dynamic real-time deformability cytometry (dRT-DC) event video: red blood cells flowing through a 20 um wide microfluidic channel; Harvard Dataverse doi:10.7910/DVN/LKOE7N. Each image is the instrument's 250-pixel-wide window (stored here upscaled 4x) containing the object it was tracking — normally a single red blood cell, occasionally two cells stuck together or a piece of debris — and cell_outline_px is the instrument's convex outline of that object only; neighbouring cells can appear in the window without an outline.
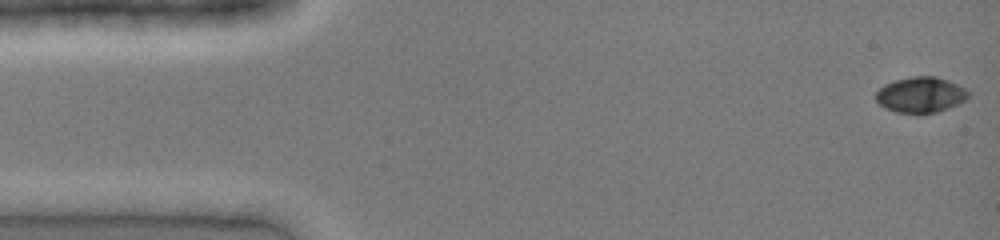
{"species": "common noctule bat (a hibernating species)", "species_latin": "Nyctalus noctula", "temperature_condition": "cold", "stored_images_in_passage": 42, "camera_frame_rate_fps": 3000, "um_per_image_px": 0.085, "animal": {"sex": "female", "body_mass_g": 19.0, "forearm_length_mm": 51.5}, "frame": {"image": 1, "passage_image": 1, "time_ms": 0.0, "image_size_px": [1000, 240], "cell_outline_px": [[968, 96], [964, 100], [948, 108], [936, 112], [920, 116], [896, 112], [884, 108], [876, 100], [876, 92], [884, 84], [896, 80], [912, 76], [936, 76], [948, 80], [964, 88], [968, 92]], "centroid_in_image_um": [78.22, 8.09], "position_along_channel_um": 6.8, "area_um2": 19.42}}
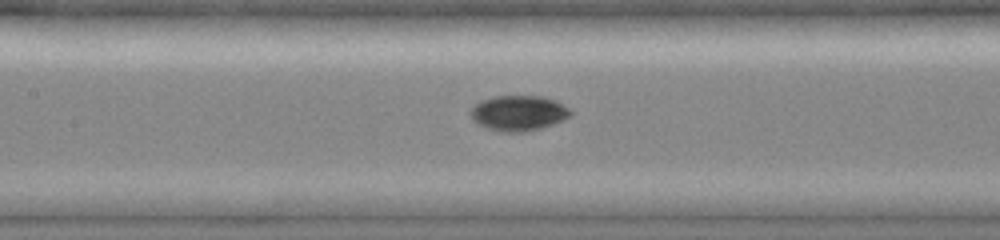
{"frame": {"image": 2, "passage_image": 19, "time_ms": 6.0, "image_size_px": [1000, 240], "cell_outline_px": [[572, 112], [564, 120], [540, 128], [524, 132], [500, 132], [488, 128], [472, 120], [472, 108], [476, 104], [484, 100], [496, 96], [540, 96], [552, 100], [568, 108]], "centroid_in_image_um": [44.07, 9.62], "position_along_channel_um": 163.3, "area_um2": 20.06}}
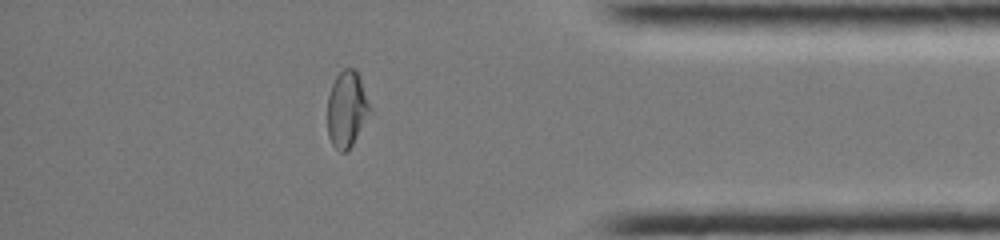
{"frame": {"image": 3, "passage_image": 36, "time_ms": 11.667, "image_size_px": [1000, 240], "cell_outline_px": [[372, 112], [352, 144], [344, 152], [340, 152], [332, 144], [328, 136], [328, 96], [332, 84], [336, 76], [344, 68], [356, 68], [360, 76], [372, 108]], "centroid_in_image_um": [29.51, 9.24], "position_along_channel_um": 405.7, "area_um2": 19.02}}